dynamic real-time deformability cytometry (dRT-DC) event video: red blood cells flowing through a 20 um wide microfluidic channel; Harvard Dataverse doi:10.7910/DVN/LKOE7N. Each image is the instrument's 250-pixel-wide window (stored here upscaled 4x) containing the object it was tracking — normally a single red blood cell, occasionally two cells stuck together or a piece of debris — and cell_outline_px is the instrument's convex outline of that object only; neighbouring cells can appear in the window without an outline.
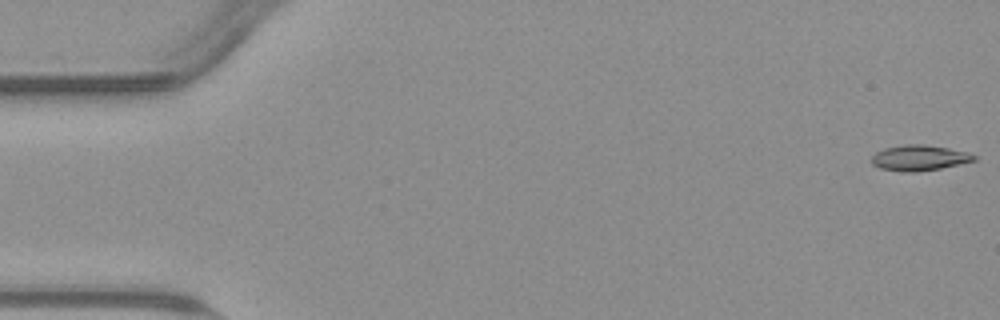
{"species": "common noctule bat (a hibernating species)", "species_latin": "Nyctalus noctula", "temperature_condition": "warm", "stored_images_in_passage": 55, "camera_frame_rate_fps": 3000, "um_per_image_px": 0.085, "animal": {"sex": "male", "body_mass_g": 23.1, "forearm_length_mm": 52.7}, "frame": {"image": 1, "passage_image": 1, "time_ms": 0.0, "image_size_px": [1000, 320], "cell_outline_px": [[976, 160], [960, 164], [940, 168], [916, 172], [900, 172], [880, 168], [872, 164], [872, 156], [876, 152], [884, 148], [904, 144], [924, 144], [948, 148], [968, 152], [976, 156]], "centroid_in_image_um": [78.13, 13.42], "position_along_channel_um": 6.9, "area_um2": 15.32}}
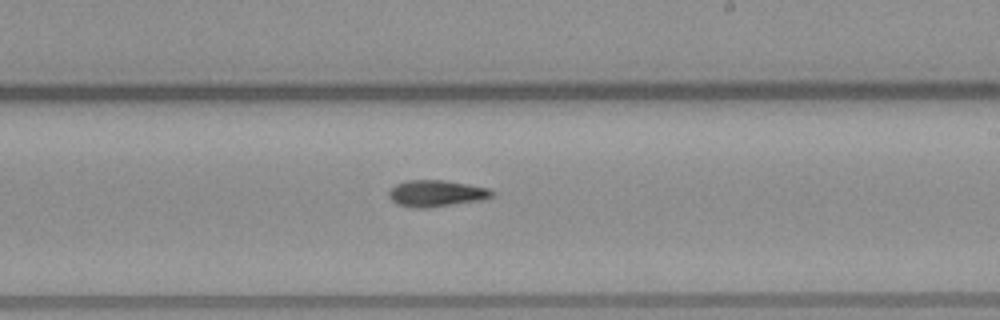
{"frame": {"image": 2, "passage_image": 32, "time_ms": 10.333, "image_size_px": [1000, 320], "cell_outline_px": [[496, 192], [492, 196], [484, 200], [428, 208], [416, 208], [396, 204], [388, 196], [388, 192], [396, 184], [408, 180], [444, 180], [492, 188]], "centroid_in_image_um": [37.14, 16.44], "position_along_channel_um": 251.9, "area_um2": 16.18}}
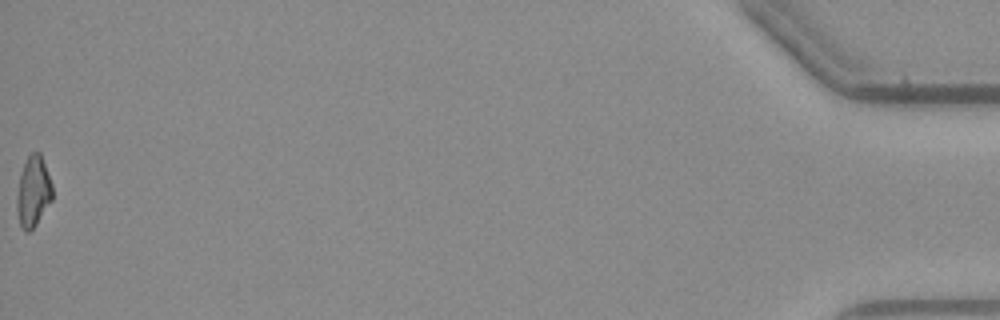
{"frame": {"image": 3, "passage_image": 55, "time_ms": 18.0, "image_size_px": [1000, 320], "cell_outline_px": [[52, 200], [36, 224], [28, 232], [24, 232], [20, 224], [16, 212], [16, 196], [20, 172], [28, 156], [32, 152], [40, 152], [52, 184]], "centroid_in_image_um": [2.8, 16.29], "position_along_channel_um": 432.4, "area_um2": 14.68}}